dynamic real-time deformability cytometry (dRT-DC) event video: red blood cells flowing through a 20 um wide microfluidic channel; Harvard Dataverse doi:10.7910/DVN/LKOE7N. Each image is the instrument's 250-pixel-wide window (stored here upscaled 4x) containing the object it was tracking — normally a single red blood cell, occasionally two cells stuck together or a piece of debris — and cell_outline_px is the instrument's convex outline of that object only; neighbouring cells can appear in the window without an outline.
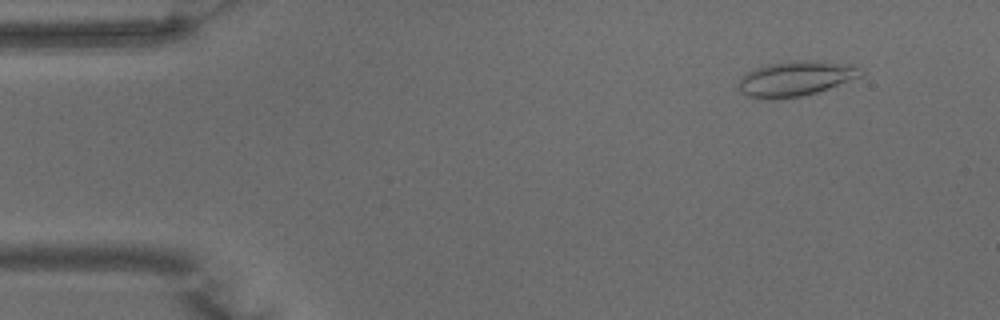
{"species": "common noctule bat (a hibernating species)", "species_latin": "Nyctalus noctula", "temperature_condition": "warm", "stored_images_in_passage": 50, "camera_frame_rate_fps": 3000, "um_per_image_px": 0.085, "animal": {"sex": "male", "body_mass_g": 15.6}, "frame": {"image": 1, "passage_image": 5, "time_ms": 1.333, "image_size_px": [1000, 320], "cell_outline_px": [[864, 72], [860, 76], [828, 88], [816, 92], [800, 96], [772, 100], [748, 96], [740, 92], [736, 88], [740, 80], [748, 72], [756, 68], [768, 64], [792, 60], [812, 60], [852, 64], [860, 68]], "centroid_in_image_um": [67.61, 6.67], "position_along_channel_um": 17.4, "area_um2": 24.85}}
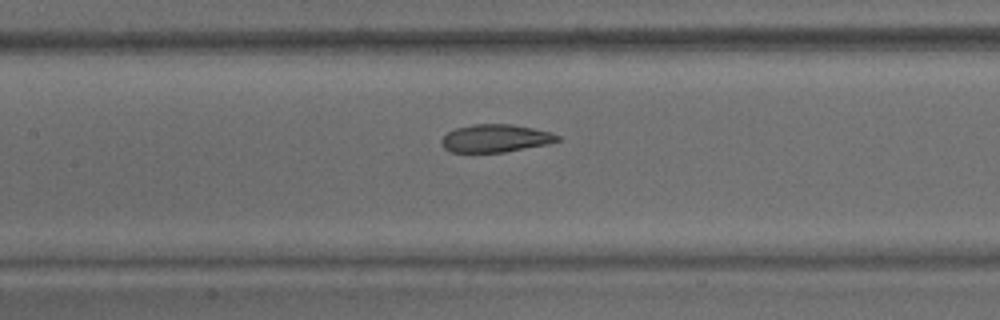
{"frame": {"image": 2, "passage_image": 23, "time_ms": 7.333, "image_size_px": [1000, 320], "cell_outline_px": [[560, 140], [548, 144], [504, 152], [452, 152], [444, 148], [440, 144], [440, 140], [448, 132], [456, 128], [472, 124], [512, 124], [552, 132], [560, 136]], "centroid_in_image_um": [42.11, 11.75], "position_along_channel_um": 165.3, "area_um2": 18.84}}
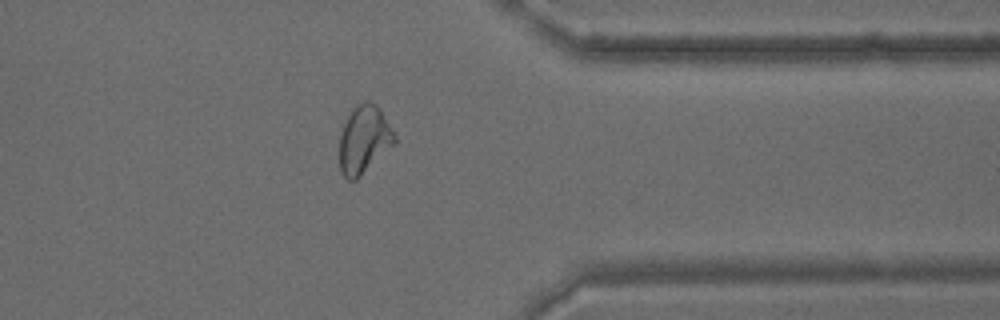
{"frame": {"image": 3, "passage_image": 40, "time_ms": 13.0, "image_size_px": [1000, 320], "cell_outline_px": [[396, 140], [356, 180], [348, 180], [340, 172], [340, 136], [344, 124], [352, 108], [356, 104], [364, 100], [368, 100], [376, 104], [396, 136]], "centroid_in_image_um": [30.9, 11.83], "position_along_channel_um": 380.5, "area_um2": 21.27}, "authors_computed_cell_mechanics": {"area_um2": 21.8484, "velocity_mm_per_s": 3.9741, "shape_relaxation_time_tau1_ms": 9.3667, "shape_relaxation_time_tau2_ms": 1.707, "deformation_change_tau1": 0.234, "deformation_change_tau2": 0.081}}